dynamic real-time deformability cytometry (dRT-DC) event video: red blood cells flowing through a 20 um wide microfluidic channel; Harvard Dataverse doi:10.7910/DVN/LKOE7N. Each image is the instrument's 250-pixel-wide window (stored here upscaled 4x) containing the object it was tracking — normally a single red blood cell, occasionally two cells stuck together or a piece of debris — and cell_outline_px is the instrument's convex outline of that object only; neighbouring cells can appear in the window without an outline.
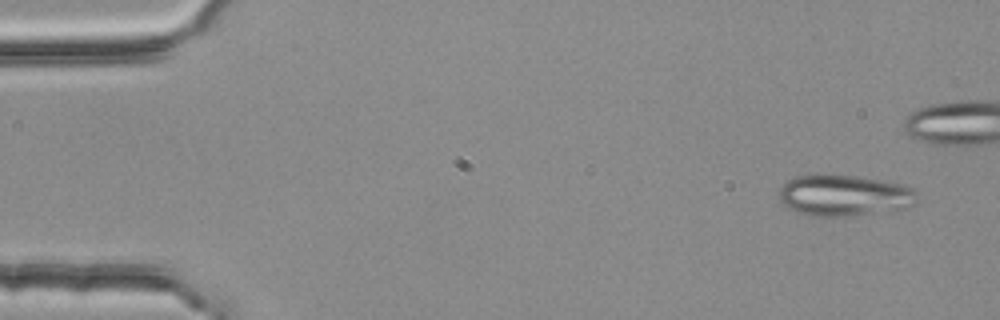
{"species": "common noctule bat (a hibernating species)", "species_latin": "Nyctalus noctula", "temperature_condition": "room temperature", "stored_images_in_passage": 5, "camera_frame_rate_fps": 3000, "um_per_image_px": 0.085, "animal": {"sex": "female", "body_mass_g": 25.1}, "frame": {"image": 1, "passage_image": 1, "time_ms": 0.0, "image_size_px": [1000, 320], "cell_outline_px": [[916, 200], [912, 204], [904, 208], [848, 216], [812, 216], [796, 212], [788, 208], [780, 200], [780, 188], [788, 180], [796, 176], [852, 176], [900, 184], [912, 188], [916, 192]], "centroid_in_image_um": [71.72, 16.63], "position_along_channel_um": 13.3, "area_um2": 32.19}}